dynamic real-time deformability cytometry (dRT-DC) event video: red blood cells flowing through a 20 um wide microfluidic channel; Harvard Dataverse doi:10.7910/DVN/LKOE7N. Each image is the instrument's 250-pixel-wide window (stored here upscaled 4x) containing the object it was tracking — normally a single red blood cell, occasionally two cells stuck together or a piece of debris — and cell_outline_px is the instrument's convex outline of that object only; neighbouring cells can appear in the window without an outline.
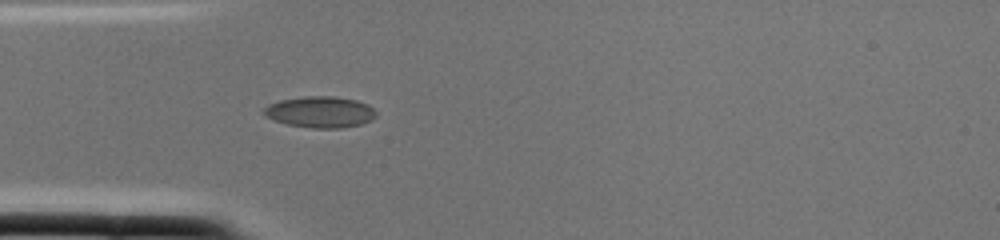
{"species": "common noctule bat (a hibernating species)", "species_latin": "Nyctalus noctula", "temperature_condition": "cold", "stored_images_in_passage": 2, "camera_frame_rate_fps": 3000, "um_per_image_px": 0.085, "animal": {"sex": "female", "body_mass_g": 22.0, "forearm_length_mm": 56.7}, "frame": {"image": 1, "passage_image": 2, "time_ms": 0.333, "image_size_px": [1000, 240], "cell_outline_px": [[376, 116], [372, 120], [360, 124], [340, 128], [312, 128], [288, 124], [264, 116], [264, 108], [268, 104], [280, 100], [304, 96], [332, 96], [356, 100], [368, 104], [376, 112]], "centroid_in_image_um": [27.22, 9.51], "position_along_channel_um": 57.8, "area_um2": 20.35}}